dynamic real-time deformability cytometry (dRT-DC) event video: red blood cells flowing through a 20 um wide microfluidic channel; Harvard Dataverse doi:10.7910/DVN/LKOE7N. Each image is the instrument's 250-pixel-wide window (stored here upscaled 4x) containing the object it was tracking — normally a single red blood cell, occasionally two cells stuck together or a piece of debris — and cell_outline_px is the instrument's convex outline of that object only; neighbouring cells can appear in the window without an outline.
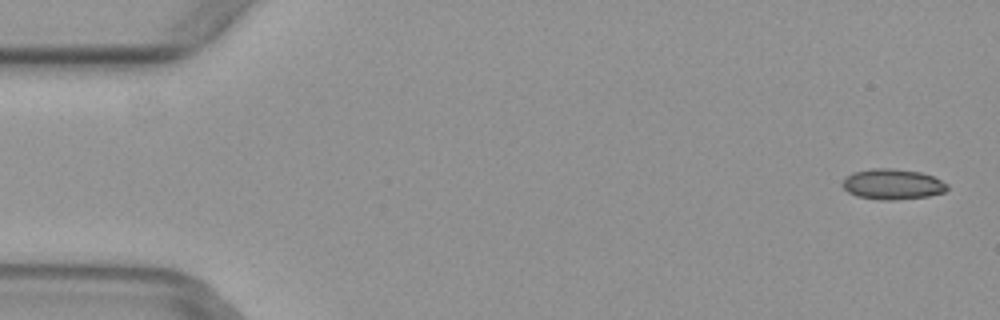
{"species": "common noctule bat (a hibernating species)", "species_latin": "Nyctalus noctula", "temperature_condition": "warm", "stored_images_in_passage": 5, "camera_frame_rate_fps": 3000, "um_per_image_px": 0.085, "animal": {"sex": "female", "body_mass_g": 29.2, "forearm_length_mm": 56.3}, "frame": {"image": 1, "passage_image": 1, "time_ms": 0.0, "image_size_px": [1000, 320], "cell_outline_px": [[948, 188], [944, 192], [928, 196], [896, 200], [880, 200], [856, 196], [848, 192], [840, 184], [844, 176], [852, 172], [872, 168], [888, 168], [920, 172], [932, 176], [948, 184]], "centroid_in_image_um": [75.81, 15.66], "position_along_channel_um": 9.2, "area_um2": 18.79}}